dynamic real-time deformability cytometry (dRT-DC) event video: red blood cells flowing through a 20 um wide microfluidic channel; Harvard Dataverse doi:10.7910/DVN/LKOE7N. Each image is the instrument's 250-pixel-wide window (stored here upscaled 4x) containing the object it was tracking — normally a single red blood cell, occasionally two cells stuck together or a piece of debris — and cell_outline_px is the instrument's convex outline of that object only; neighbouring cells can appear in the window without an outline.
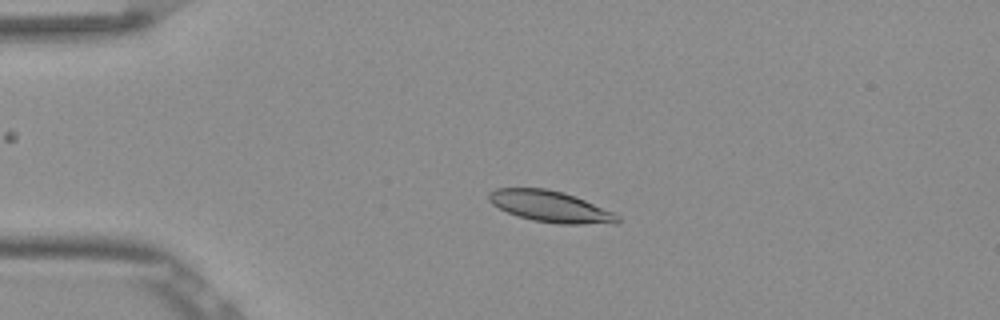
{"species": "Egyptian fruit bat (a non-hibernating species)", "species_latin": "Rousettus aegyptiacus", "temperature_condition": "room temperature", "stored_images_in_passage": 43, "camera_frame_rate_fps": 3000, "um_per_image_px": 0.085, "frame": {"image": 1, "passage_image": 2, "time_ms": 0.333, "image_size_px": [1000, 320], "cell_outline_px": [[620, 220], [616, 224], [556, 224], [532, 220], [516, 216], [492, 204], [488, 200], [488, 192], [496, 188], [548, 188], [564, 192], [584, 200], [612, 212], [620, 216]], "centroid_in_image_um": [46.77, 17.56], "position_along_channel_um": 38.2, "area_um2": 23.52}}
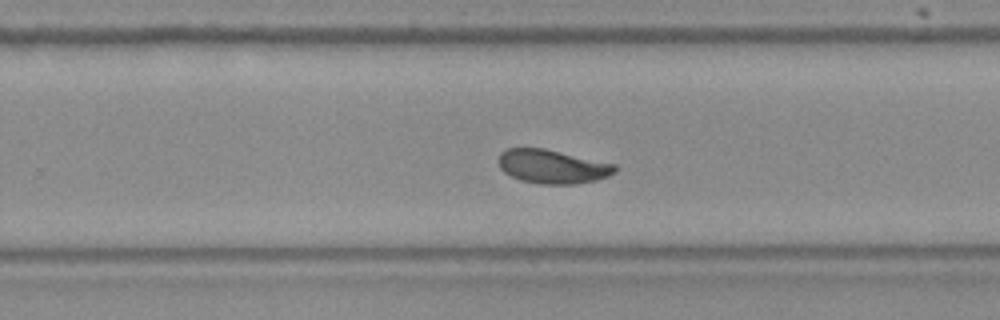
{"frame": {"image": 2, "passage_image": 24, "time_ms": 7.667, "image_size_px": [1000, 320], "cell_outline_px": [[620, 168], [616, 172], [608, 176], [596, 180], [576, 184], [540, 184], [520, 180], [504, 172], [500, 168], [496, 160], [500, 152], [504, 148], [544, 148], [616, 164]], "centroid_in_image_um": [46.94, 14.15], "position_along_channel_um": 282.9, "area_um2": 23.29}}
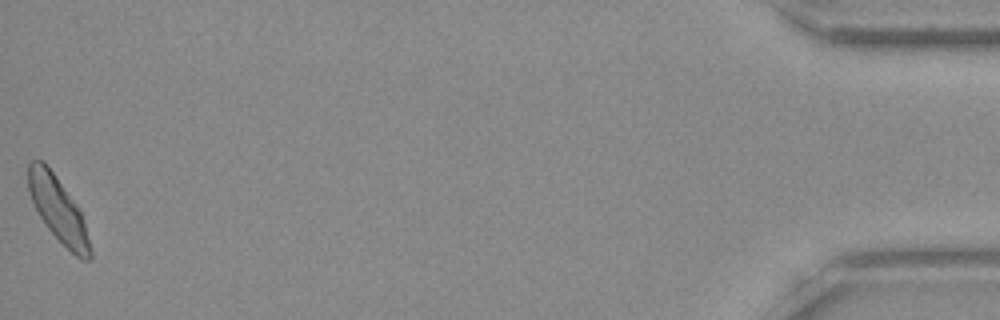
{"frame": {"image": 3, "passage_image": 43, "time_ms": 14.0, "image_size_px": [1000, 320], "cell_outline_px": [[92, 260], [84, 260], [76, 256], [48, 228], [40, 216], [28, 192], [28, 164], [32, 160], [44, 160], [80, 212], [84, 224], [92, 252]], "centroid_in_image_um": [4.91, 17.8], "position_along_channel_um": 430.3, "area_um2": 22.43}, "authors_computed_cell_mechanics": {"area_um2": 23.12, "velocity_mm_per_s": 3.8288, "shape_relaxation_time_tau1_ms": 2.5025, "shape_relaxation_time_tau2_ms": 1.3606, "deformation_change_tau1": 0.0895, "deformation_change_tau2": 0.0575}}